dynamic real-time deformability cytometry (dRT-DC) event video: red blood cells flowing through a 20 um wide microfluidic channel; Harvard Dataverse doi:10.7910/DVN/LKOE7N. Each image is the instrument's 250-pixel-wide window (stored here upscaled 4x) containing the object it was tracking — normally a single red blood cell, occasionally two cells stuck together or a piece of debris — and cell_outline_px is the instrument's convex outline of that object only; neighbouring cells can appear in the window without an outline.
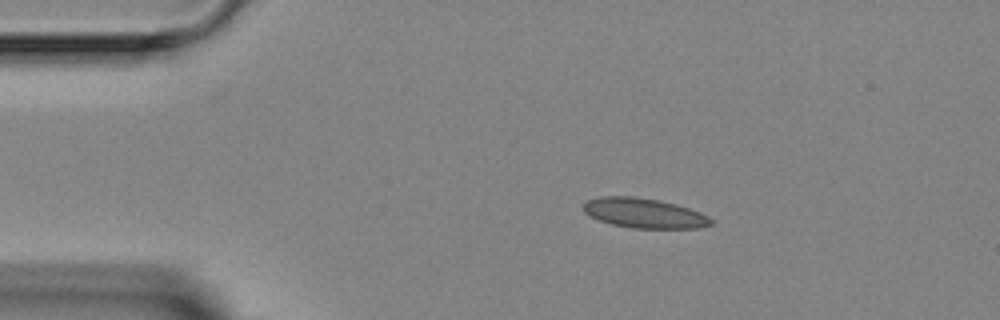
{"species": "Egyptian fruit bat (a non-hibernating species)", "species_latin": "Rousettus aegyptiacus", "temperature_condition": "room temperature", "stored_images_in_passage": 4, "camera_frame_rate_fps": 3000, "um_per_image_px": 0.085, "animal": {"sex": "female"}, "frame": {"image": 1, "passage_image": 2, "time_ms": 1.0, "image_size_px": [1000, 320], "cell_outline_px": [[712, 224], [696, 228], [632, 228], [612, 224], [588, 216], [584, 212], [584, 204], [588, 200], [600, 196], [636, 196], [660, 200], [676, 204], [700, 212], [708, 216], [712, 220]], "centroid_in_image_um": [54.73, 18.1], "position_along_channel_um": 30.3, "area_um2": 22.14}}
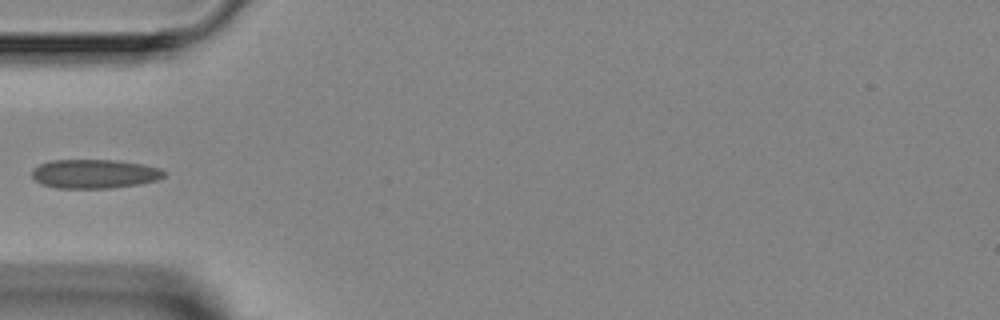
{"frame": {"image": 2, "passage_image": 4, "time_ms": 3.333, "image_size_px": [1000, 320], "cell_outline_px": [[168, 172], [164, 176], [156, 180], [140, 184], [108, 188], [56, 188], [44, 184], [36, 180], [32, 176], [32, 172], [40, 164], [52, 160], [120, 160], [144, 164], [160, 168]], "centroid_in_image_um": [8.09, 14.77], "position_along_channel_um": 76.9, "area_um2": 22.31}}